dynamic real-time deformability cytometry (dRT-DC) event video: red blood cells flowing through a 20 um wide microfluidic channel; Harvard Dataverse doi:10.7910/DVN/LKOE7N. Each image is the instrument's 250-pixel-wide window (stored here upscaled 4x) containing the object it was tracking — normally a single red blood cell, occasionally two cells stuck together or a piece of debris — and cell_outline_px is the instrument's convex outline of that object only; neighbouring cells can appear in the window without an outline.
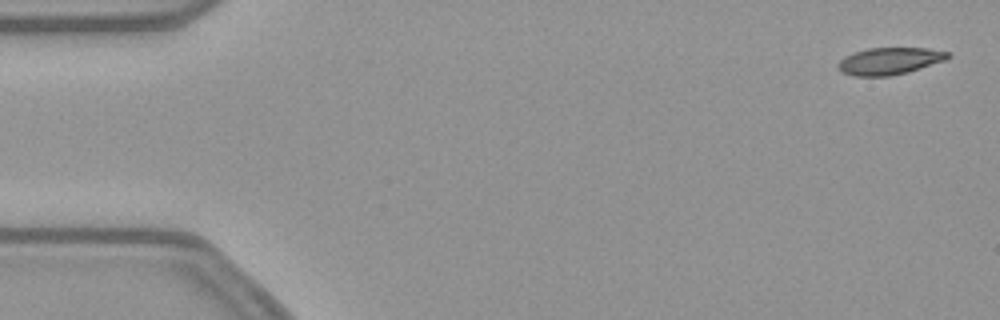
{"species": "common noctule bat (a hibernating species)", "species_latin": "Nyctalus noctula", "temperature_condition": "warm", "stored_images_in_passage": 52, "camera_frame_rate_fps": 3000, "um_per_image_px": 0.085, "animal": {"sex": "female", "body_mass_g": 21.9}, "frame": {"image": 1, "passage_image": 1, "time_ms": 0.0, "image_size_px": [1000, 320], "cell_outline_px": [[952, 56], [944, 60], [908, 72], [888, 76], [852, 76], [844, 72], [836, 64], [844, 56], [852, 52], [868, 48], [928, 48], [948, 52]], "centroid_in_image_um": [75.59, 5.18], "position_along_channel_um": 9.4, "area_um2": 17.22}}
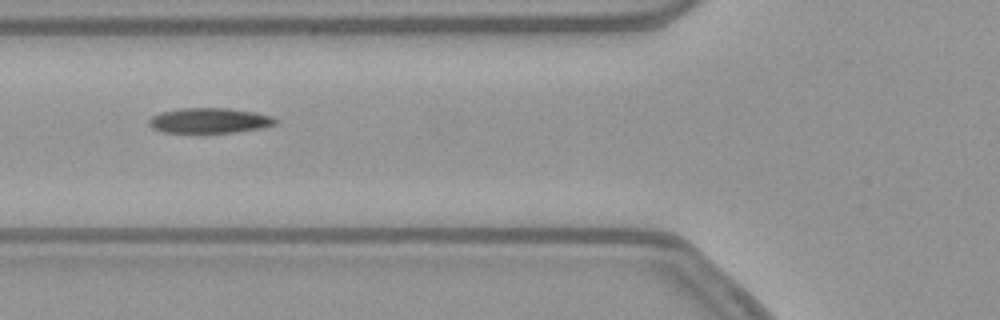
{"frame": {"image": 2, "passage_image": 19, "time_ms": 6.0, "image_size_px": [1000, 320], "cell_outline_px": [[276, 124], [260, 128], [236, 132], [164, 132], [152, 128], [148, 124], [148, 120], [152, 116], [160, 112], [180, 108], [228, 108], [256, 112], [272, 116], [276, 120]], "centroid_in_image_um": [17.79, 10.23], "position_along_channel_um": 108.0, "area_um2": 18.5}}
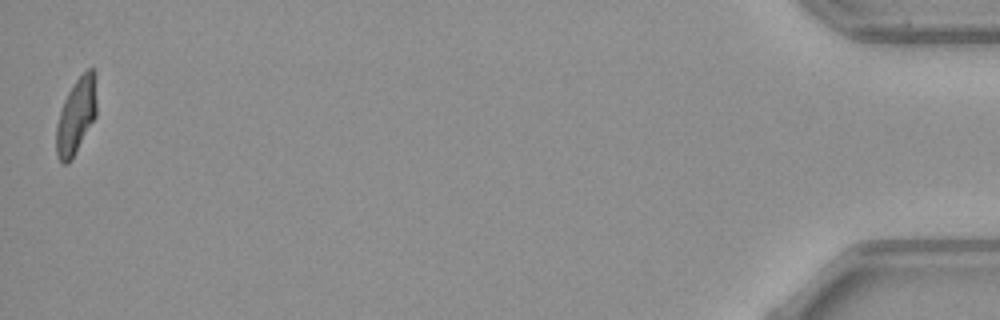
{"frame": {"image": 3, "passage_image": 52, "time_ms": 17.0, "image_size_px": [1000, 320], "cell_outline_px": [[96, 116], [68, 164], [64, 164], [56, 156], [56, 124], [64, 100], [68, 92], [76, 80], [88, 68], [92, 68], [96, 72]], "centroid_in_image_um": [6.48, 9.82], "position_along_channel_um": 428.7, "area_um2": 17.69}, "authors_computed_cell_mechanics": {"area_um2": 18.7272, "velocity_mm_per_s": 3.8472, "shape_relaxation_time_tau1_ms": 6.1283, "shape_relaxation_time_tau2_ms": 2.1196, "deformation_change_tau1": 0.2044, "deformation_change_tau2": 0.0834}}